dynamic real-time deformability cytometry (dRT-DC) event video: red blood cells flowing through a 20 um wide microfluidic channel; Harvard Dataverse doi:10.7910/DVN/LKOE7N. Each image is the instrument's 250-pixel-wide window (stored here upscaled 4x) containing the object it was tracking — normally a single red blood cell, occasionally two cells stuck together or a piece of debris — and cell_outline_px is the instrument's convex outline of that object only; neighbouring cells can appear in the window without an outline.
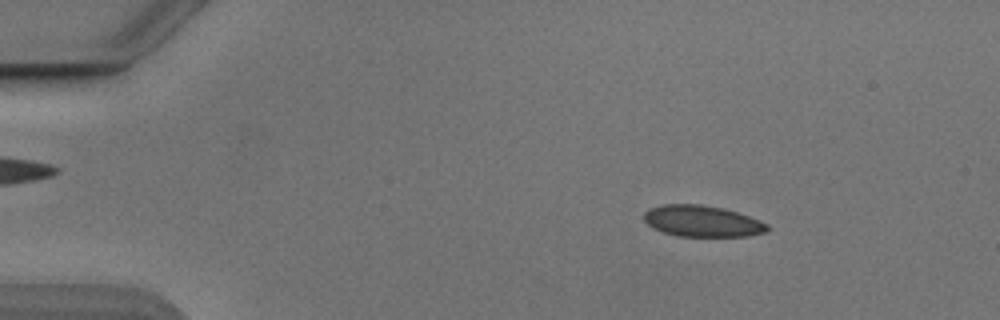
{"species": "Egyptian fruit bat (a non-hibernating species)", "species_latin": "Rousettus aegyptiacus", "temperature_condition": "cold", "stored_images_in_passage": 20, "camera_frame_rate_fps": 3000, "um_per_image_px": 0.085, "animal": {"sex": "male"}, "frame": {"image": 1, "passage_image": 9, "time_ms": 2.667, "image_size_px": [1000, 320], "cell_outline_px": [[768, 232], [748, 236], [676, 236], [652, 228], [644, 220], [644, 212], [648, 208], [664, 204], [700, 204], [724, 208], [760, 220], [768, 224]], "centroid_in_image_um": [59.68, 18.79], "position_along_channel_um": 25.3, "area_um2": 22.6}}
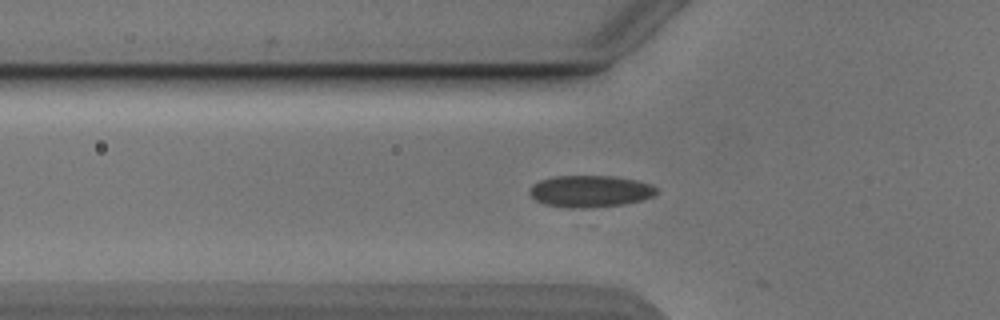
{"frame": {"image": 2, "passage_image": 19, "time_ms": 6.0, "image_size_px": [1000, 320], "cell_outline_px": [[656, 192], [652, 196], [640, 200], [624, 204], [592, 208], [564, 208], [544, 204], [536, 200], [528, 192], [532, 184], [540, 180], [552, 176], [612, 176], [636, 180], [652, 184], [656, 188]], "centroid_in_image_um": [50.12, 16.26], "position_along_channel_um": 75.7, "area_um2": 23.64}}